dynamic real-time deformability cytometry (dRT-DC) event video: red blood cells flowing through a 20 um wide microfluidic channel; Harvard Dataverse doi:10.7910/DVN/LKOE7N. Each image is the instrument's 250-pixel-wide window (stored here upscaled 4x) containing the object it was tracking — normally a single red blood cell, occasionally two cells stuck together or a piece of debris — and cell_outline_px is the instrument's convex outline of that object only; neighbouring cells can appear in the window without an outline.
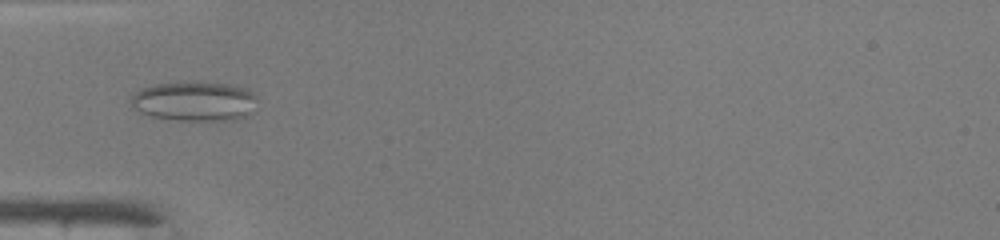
{"species": "common noctule bat (a hibernating species)", "species_latin": "Nyctalus noctula", "temperature_condition": "warm", "stored_images_in_passage": 48, "camera_frame_rate_fps": 3000, "um_per_image_px": 0.085, "animal": {"sex": "male", "body_mass_g": 19.0, "forearm_length_mm": 50.8}, "frame": {"image": 1, "passage_image": 16, "time_ms": 5.0, "image_size_px": [1000, 240], "cell_outline_px": [[256, 112], [248, 116], [236, 120], [176, 120], [152, 116], [140, 112], [132, 108], [132, 96], [140, 88], [156, 84], [200, 80], [228, 84], [248, 88], [256, 96]], "centroid_in_image_um": [16.6, 8.59], "position_along_channel_um": 68.4, "area_um2": 29.88}}
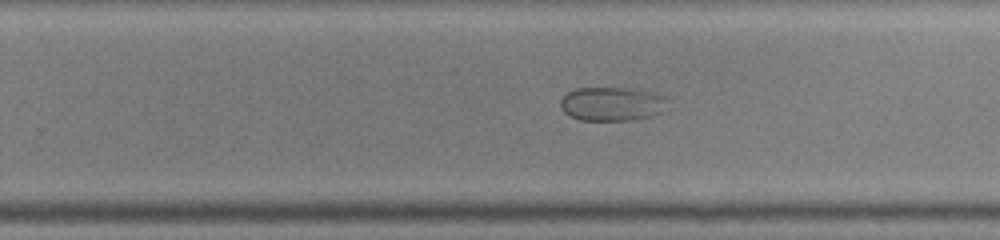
{"frame": {"image": 2, "passage_image": 31, "time_ms": 10.0, "image_size_px": [1000, 240], "cell_outline_px": [[668, 100], [664, 112], [652, 116], [636, 120], [580, 120], [568, 116], [560, 108], [560, 100], [568, 92], [576, 88], [632, 88], [660, 92]], "centroid_in_image_um": [52.07, 8.83], "position_along_channel_um": 277.7, "area_um2": 21.73}}
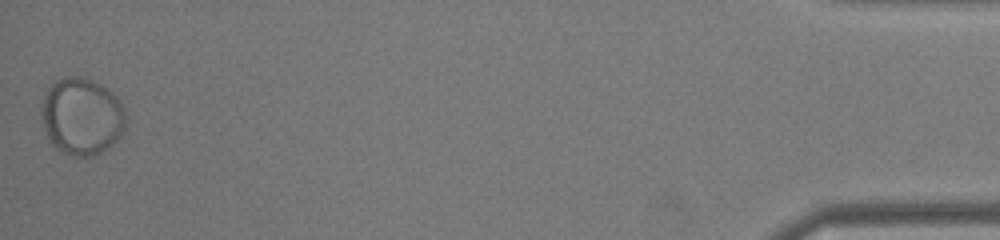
{"frame": {"image": 3, "passage_image": 48, "time_ms": 15.667, "image_size_px": [1000, 240], "cell_outline_px": [[124, 128], [120, 136], [104, 152], [92, 156], [68, 156], [60, 152], [52, 144], [40, 120], [40, 116], [44, 92], [52, 80], [60, 76], [80, 76], [92, 80], [108, 88], [120, 100], [124, 108]], "centroid_in_image_um": [6.9, 9.87], "position_along_channel_um": 428.3, "area_um2": 38.67}}